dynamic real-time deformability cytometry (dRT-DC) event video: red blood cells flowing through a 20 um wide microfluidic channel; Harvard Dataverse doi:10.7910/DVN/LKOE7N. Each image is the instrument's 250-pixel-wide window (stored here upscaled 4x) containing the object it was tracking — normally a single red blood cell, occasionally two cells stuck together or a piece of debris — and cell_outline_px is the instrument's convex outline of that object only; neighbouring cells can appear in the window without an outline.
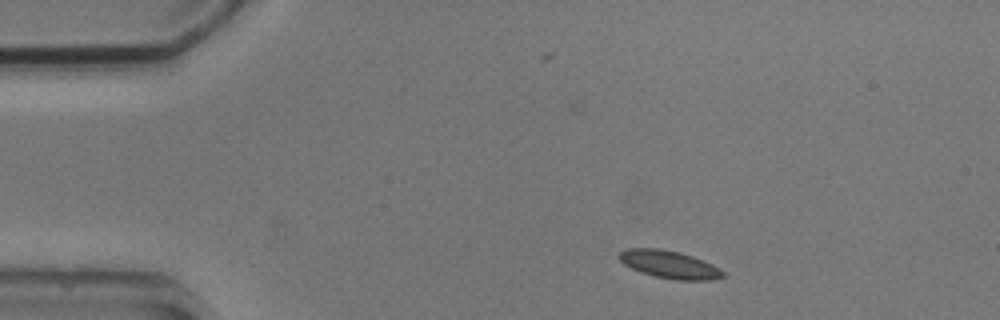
{"species": "common noctule bat (a hibernating species)", "species_latin": "Nyctalus noctula", "temperature_condition": "cold", "stored_images_in_passage": 2, "camera_frame_rate_fps": 3000, "um_per_image_px": 0.085, "animal": {"sex": "male", "body_mass_g": 20.5, "forearm_length_mm": 52.5}, "frame": {"image": 1, "passage_image": 1, "time_ms": 0.0, "image_size_px": [1000, 320], "cell_outline_px": [[724, 276], [712, 280], [676, 280], [656, 276], [640, 272], [624, 264], [620, 260], [620, 252], [628, 248], [660, 248], [680, 252], [692, 256], [712, 264], [720, 268], [724, 272]], "centroid_in_image_um": [56.92, 22.48], "position_along_channel_um": 28.1, "area_um2": 16.65}}